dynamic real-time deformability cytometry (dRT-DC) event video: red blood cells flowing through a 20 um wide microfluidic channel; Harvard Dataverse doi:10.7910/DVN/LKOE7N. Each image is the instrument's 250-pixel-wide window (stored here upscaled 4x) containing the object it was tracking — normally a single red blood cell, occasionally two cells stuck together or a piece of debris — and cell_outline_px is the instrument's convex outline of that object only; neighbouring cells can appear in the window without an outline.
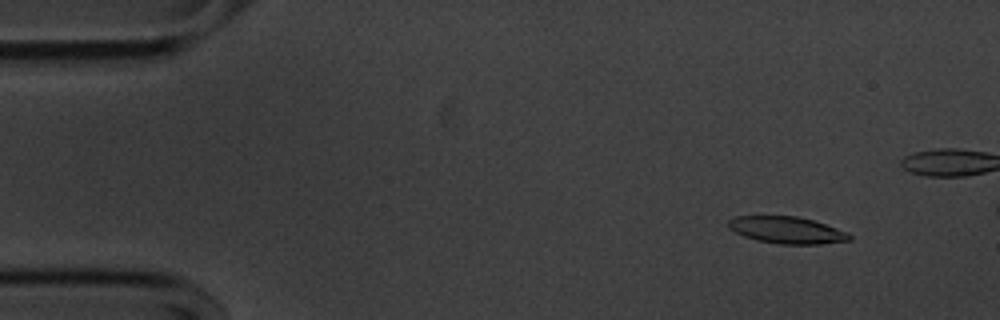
{"species": "common noctule bat (a hibernating species)", "species_latin": "Nyctalus noctula", "temperature_condition": "cold", "stored_images_in_passage": 13, "camera_frame_rate_fps": 3000, "um_per_image_px": 0.085, "animal": {"sex": "male", "body_mass_g": 20.1, "forearm_length_mm": 53.5}, "frame": {"image": 1, "passage_image": 6, "time_ms": 1.667, "image_size_px": [1000, 320], "cell_outline_px": [[852, 240], [820, 244], [780, 244], [756, 240], [744, 236], [728, 228], [728, 220], [736, 216], [796, 216], [812, 220], [848, 232], [852, 236]], "centroid_in_image_um": [66.88, 19.56], "position_along_channel_um": 18.1, "area_um2": 18.9}}